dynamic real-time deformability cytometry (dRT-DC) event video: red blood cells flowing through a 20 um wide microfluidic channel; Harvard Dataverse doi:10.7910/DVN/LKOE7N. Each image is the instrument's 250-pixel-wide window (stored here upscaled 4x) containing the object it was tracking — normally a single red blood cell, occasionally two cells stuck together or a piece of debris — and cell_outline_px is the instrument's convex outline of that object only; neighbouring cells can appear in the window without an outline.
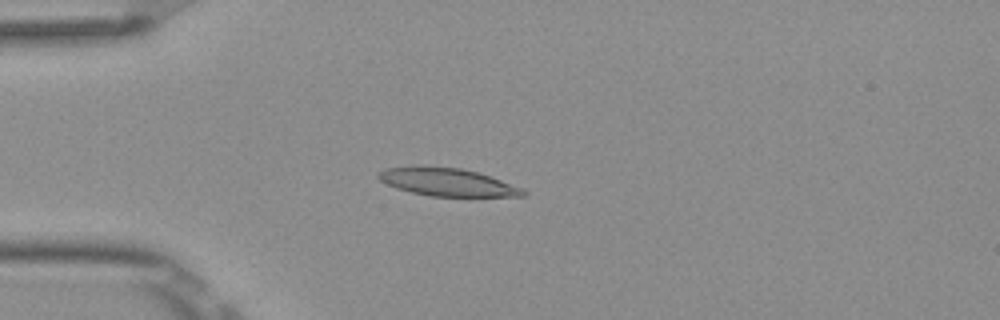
{"species": "Egyptian fruit bat (a non-hibernating species)", "species_latin": "Rousettus aegyptiacus", "temperature_condition": "room temperature", "stored_images_in_passage": 5, "camera_frame_rate_fps": 3000, "um_per_image_px": 0.085, "frame": {"image": 1, "passage_image": 4, "time_ms": 1.0, "image_size_px": [1000, 320], "cell_outline_px": [[528, 192], [524, 196], [432, 196], [412, 192], [396, 188], [380, 180], [376, 176], [384, 168], [424, 164], [460, 168], [480, 172], [524, 188]], "centroid_in_image_um": [38.03, 15.45], "position_along_channel_um": 47.0, "area_um2": 23.93}}